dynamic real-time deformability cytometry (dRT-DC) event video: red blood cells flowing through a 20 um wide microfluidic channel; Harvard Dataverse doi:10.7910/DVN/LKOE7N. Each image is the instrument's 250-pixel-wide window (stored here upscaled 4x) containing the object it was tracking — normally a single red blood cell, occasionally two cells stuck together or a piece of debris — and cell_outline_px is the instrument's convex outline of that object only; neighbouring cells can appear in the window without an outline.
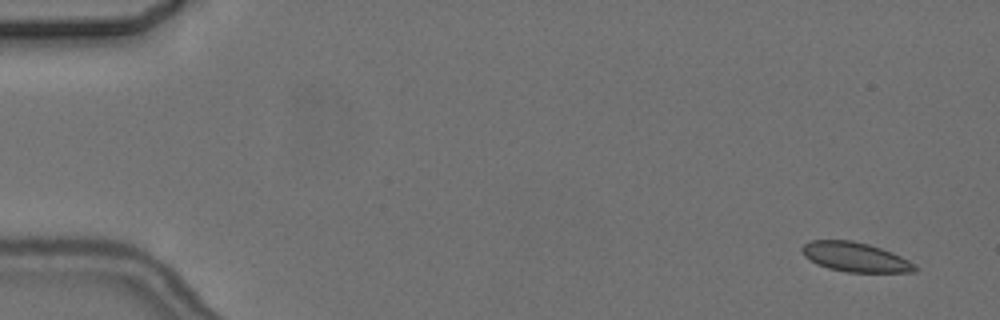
{"species": "common noctule bat (a hibernating species)", "species_latin": "Nyctalus noctula", "temperature_condition": "cold", "stored_images_in_passage": 4, "camera_frame_rate_fps": 3000, "um_per_image_px": 0.085, "animal": {"sex": "female", "body_mass_g": 24.6, "forearm_length_mm": 56.2}, "frame": {"image": 1, "passage_image": 1, "time_ms": 0.0, "image_size_px": [1000, 320], "cell_outline_px": [[916, 272], [848, 272], [828, 268], [816, 264], [804, 256], [800, 248], [804, 244], [812, 240], [852, 240], [868, 244], [892, 252], [916, 264]], "centroid_in_image_um": [72.68, 21.85], "position_along_channel_um": 12.3, "area_um2": 19.36}}
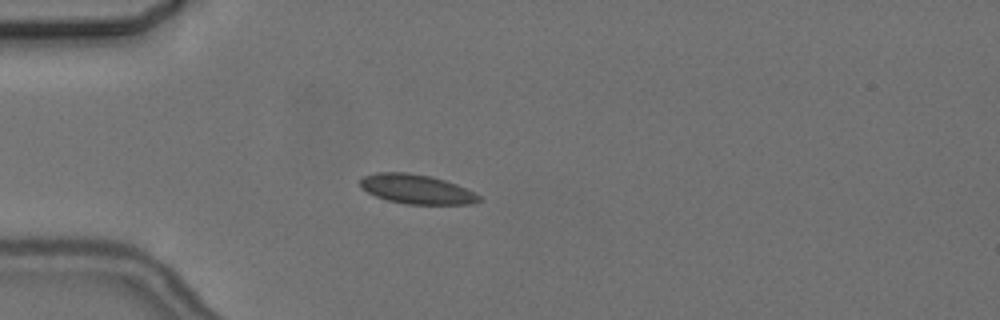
{"frame": {"image": 2, "passage_image": 4, "time_ms": 4.333, "image_size_px": [1000, 320], "cell_outline_px": [[480, 200], [472, 204], [404, 204], [388, 200], [376, 196], [360, 188], [360, 180], [364, 176], [376, 172], [408, 172], [428, 176], [444, 180], [456, 184], [476, 192], [480, 196]], "centroid_in_image_um": [35.4, 16.08], "position_along_channel_um": 49.6, "area_um2": 20.35}}